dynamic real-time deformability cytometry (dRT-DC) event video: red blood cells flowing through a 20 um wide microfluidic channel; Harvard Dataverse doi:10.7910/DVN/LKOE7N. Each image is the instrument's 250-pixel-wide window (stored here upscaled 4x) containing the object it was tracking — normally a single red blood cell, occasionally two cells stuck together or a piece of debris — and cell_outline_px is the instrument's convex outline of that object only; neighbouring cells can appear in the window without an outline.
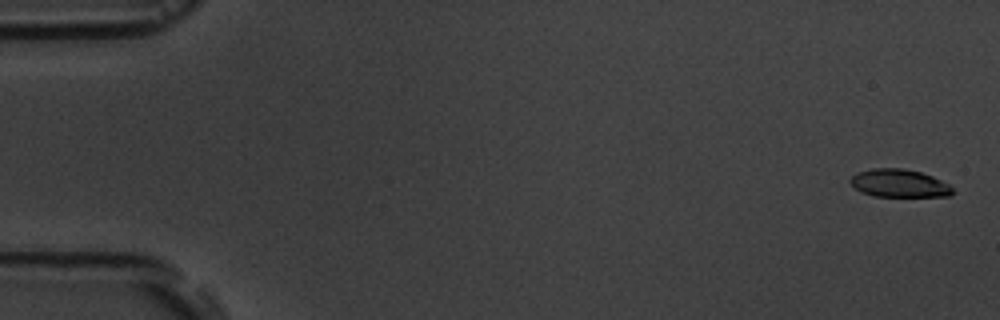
{"species": "common noctule bat (a hibernating species)", "species_latin": "Nyctalus noctula", "temperature_condition": "room temperature", "stored_images_in_passage": 5, "camera_frame_rate_fps": 3000, "um_per_image_px": 0.085, "animal": {"sex": "male", "body_mass_g": 19.5, "forearm_length_mm": 54.6}, "frame": {"image": 1, "passage_image": 1, "time_ms": 0.0, "image_size_px": [1000, 320], "cell_outline_px": [[956, 192], [948, 196], [872, 196], [860, 192], [848, 180], [856, 172], [872, 168], [904, 168], [920, 172], [932, 176], [948, 184]], "centroid_in_image_um": [76.41, 15.57], "position_along_channel_um": 8.6, "area_um2": 16.7}}
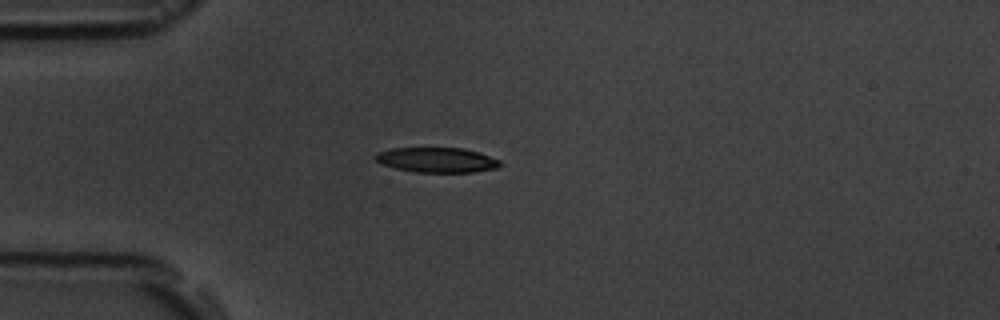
{"frame": {"image": 2, "passage_image": 5, "time_ms": 4.667, "image_size_px": [1000, 320], "cell_outline_px": [[504, 164], [496, 168], [472, 172], [416, 172], [396, 168], [380, 164], [376, 160], [376, 152], [392, 148], [464, 148], [480, 152], [500, 160]], "centroid_in_image_um": [37.16, 13.59], "position_along_channel_um": 47.8, "area_um2": 18.21}}